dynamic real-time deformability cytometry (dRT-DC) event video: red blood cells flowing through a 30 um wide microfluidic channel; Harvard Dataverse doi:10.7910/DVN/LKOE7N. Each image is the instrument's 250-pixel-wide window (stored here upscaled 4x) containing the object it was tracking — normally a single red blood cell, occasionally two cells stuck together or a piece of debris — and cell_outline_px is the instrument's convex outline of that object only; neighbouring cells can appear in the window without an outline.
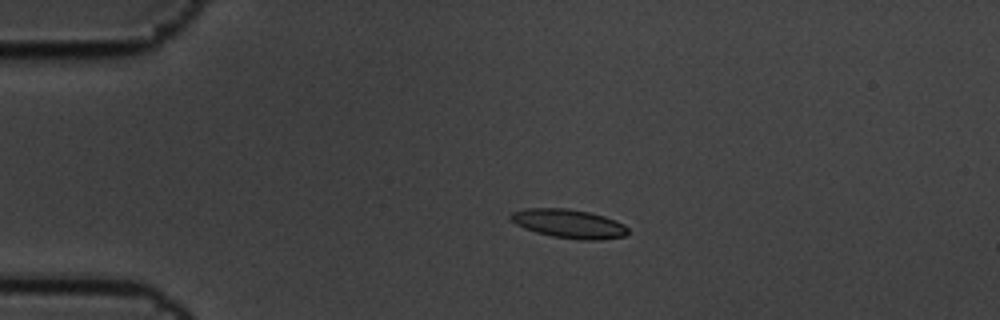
{"species": "common noctule bat (a hibernating species)", "species_latin": "Nyctalus noctula", "temperature_condition": "cold", "stored_images_in_passage": 9, "camera_frame_rate_fps": 3000, "um_per_image_px": 0.085, "animal": {"sex": "male", "body_mass_g": 19.5, "forearm_length_mm": 54.6}, "frame": {"image": 1, "passage_image": 4, "time_ms": 1.0, "image_size_px": [1000, 320], "cell_outline_px": [[628, 232], [624, 236], [600, 240], [580, 240], [552, 236], [536, 232], [524, 228], [516, 224], [508, 216], [512, 212], [524, 208], [568, 208], [588, 212], [604, 216], [624, 224], [628, 228]], "centroid_in_image_um": [48.34, 19.01], "position_along_channel_um": 36.7, "area_um2": 19.71}}
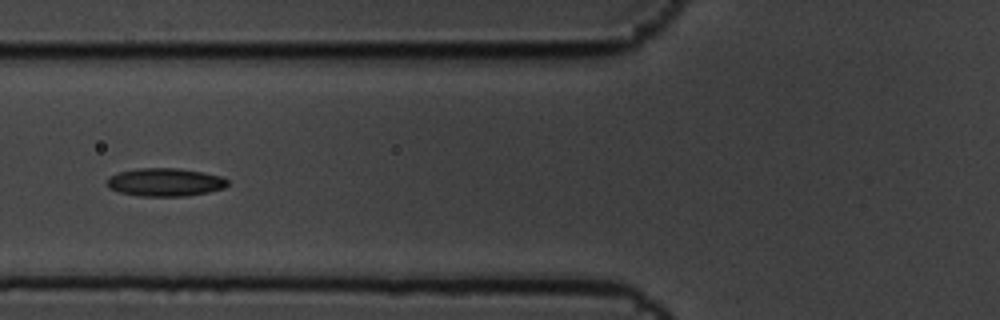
{"frame": {"image": 2, "passage_image": 7, "time_ms": 2.0, "image_size_px": [1000, 320], "cell_outline_px": [[228, 184], [224, 188], [208, 192], [188, 196], [140, 196], [120, 192], [108, 188], [108, 180], [112, 176], [120, 172], [136, 168], [180, 168], [220, 176], [228, 180]], "centroid_in_image_um": [14.05, 15.49], "position_along_channel_um": 111.7, "area_um2": 19.59}}
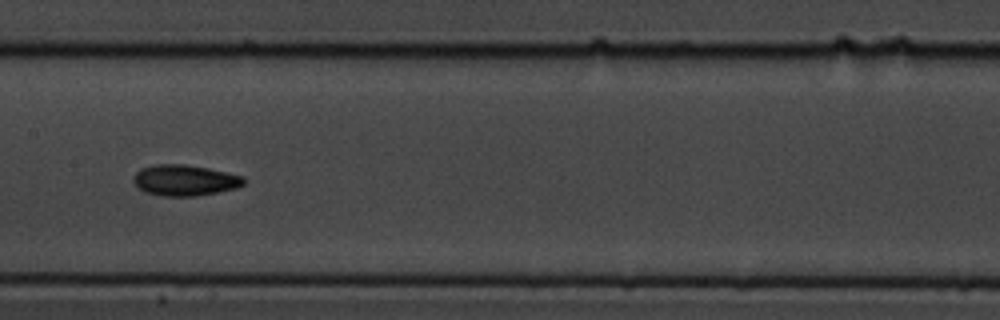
{"frame": {"image": 3, "passage_image": 9, "time_ms": 2.667, "image_size_px": [1000, 320], "cell_outline_px": [[248, 180], [244, 184], [236, 188], [196, 196], [164, 196], [144, 192], [136, 188], [132, 180], [132, 176], [140, 168], [156, 164], [184, 164], [208, 168], [244, 176]], "centroid_in_image_um": [15.67, 15.32], "position_along_channel_um": 191.7, "area_um2": 20.17}}